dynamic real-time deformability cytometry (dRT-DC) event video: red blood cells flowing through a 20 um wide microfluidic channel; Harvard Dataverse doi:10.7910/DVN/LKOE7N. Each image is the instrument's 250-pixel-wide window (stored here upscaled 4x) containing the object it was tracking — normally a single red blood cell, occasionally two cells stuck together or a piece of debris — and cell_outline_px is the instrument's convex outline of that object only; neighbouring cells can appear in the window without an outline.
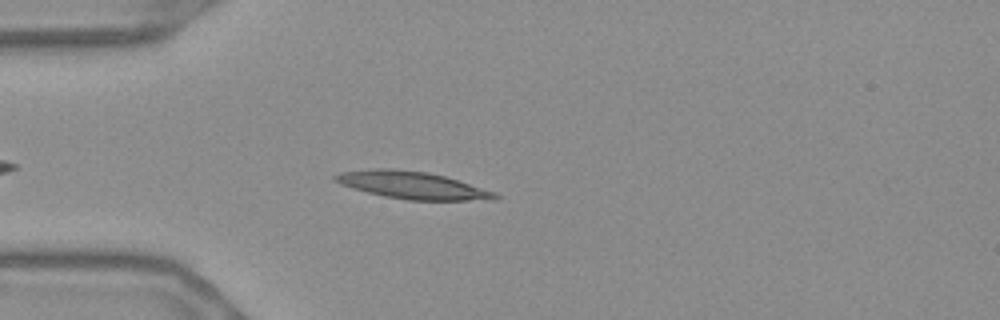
{"species": "Egyptian fruit bat (a non-hibernating species)", "species_latin": "Rousettus aegyptiacus", "temperature_condition": "warm", "stored_images_in_passage": 43, "camera_frame_rate_fps": 3000, "um_per_image_px": 0.085, "frame": {"image": 1, "passage_image": 6, "time_ms": 1.667, "image_size_px": [1000, 320], "cell_outline_px": [[500, 196], [496, 200], [408, 200], [384, 196], [352, 188], [340, 184], [332, 176], [340, 172], [380, 168], [392, 168], [428, 172], [444, 176], [496, 192]], "centroid_in_image_um": [35.07, 15.74], "position_along_channel_um": 49.9, "area_um2": 25.32}}
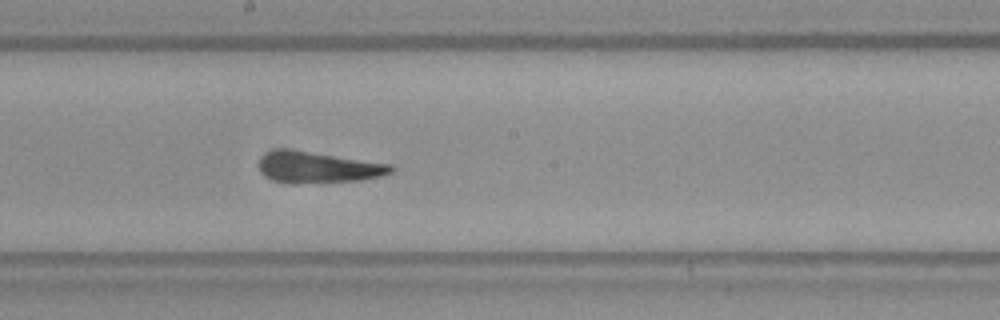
{"frame": {"image": 2, "passage_image": 21, "time_ms": 6.667, "image_size_px": [1000, 320], "cell_outline_px": [[396, 168], [392, 172], [380, 176], [360, 180], [296, 184], [276, 180], [260, 172], [260, 160], [268, 152], [308, 152], [392, 164]], "centroid_in_image_um": [27.15, 14.27], "position_along_channel_um": 221.1, "area_um2": 22.89}}
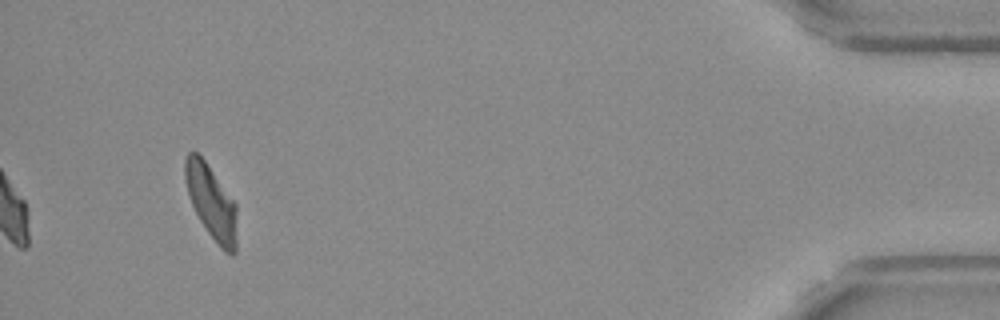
{"frame": {"image": 3, "passage_image": 43, "time_ms": 14.0, "image_size_px": [1000, 320], "cell_outline_px": [[236, 252], [232, 256], [224, 252], [216, 244], [200, 220], [188, 196], [184, 180], [184, 156], [188, 152], [196, 152], [204, 160], [236, 204]], "centroid_in_image_um": [17.94, 17.2], "position_along_channel_um": 417.3, "area_um2": 22.31}, "authors_computed_cell_mechanics": {"area_um2": 23.1778, "velocity_mm_per_s": 3.6596, "shape_relaxation_time_tau1_ms": null, "shape_relaxation_time_tau2_ms": 3.2801, "deformation_change_tau1": null, "deformation_change_tau2": 0.1147}}